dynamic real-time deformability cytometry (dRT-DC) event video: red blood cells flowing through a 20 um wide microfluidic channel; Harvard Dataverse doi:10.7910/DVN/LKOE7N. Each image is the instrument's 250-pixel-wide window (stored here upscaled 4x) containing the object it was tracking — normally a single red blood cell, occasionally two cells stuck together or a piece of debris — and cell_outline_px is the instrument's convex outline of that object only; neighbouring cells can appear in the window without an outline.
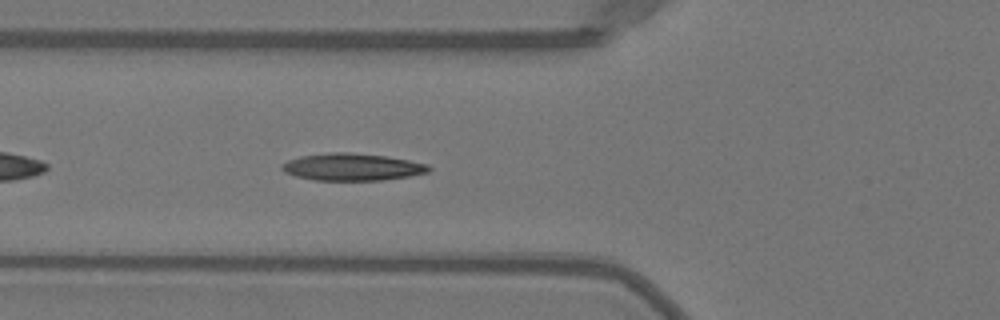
{"species": "Egyptian fruit bat (a non-hibernating species)", "species_latin": "Rousettus aegyptiacus", "temperature_condition": "warm", "stored_images_in_passage": 34, "camera_frame_rate_fps": 3000, "um_per_image_px": 0.085, "animal": {"sex": "female"}, "frame": {"image": 1, "passage_image": 5, "time_ms": 1.333, "image_size_px": [1000, 320], "cell_outline_px": [[432, 168], [428, 172], [408, 176], [384, 180], [312, 180], [296, 176], [284, 172], [280, 168], [280, 164], [288, 160], [300, 156], [328, 152], [348, 152], [384, 156], [408, 160], [428, 164]], "centroid_in_image_um": [29.89, 14.19], "position_along_channel_um": 95.9, "area_um2": 23.29}}
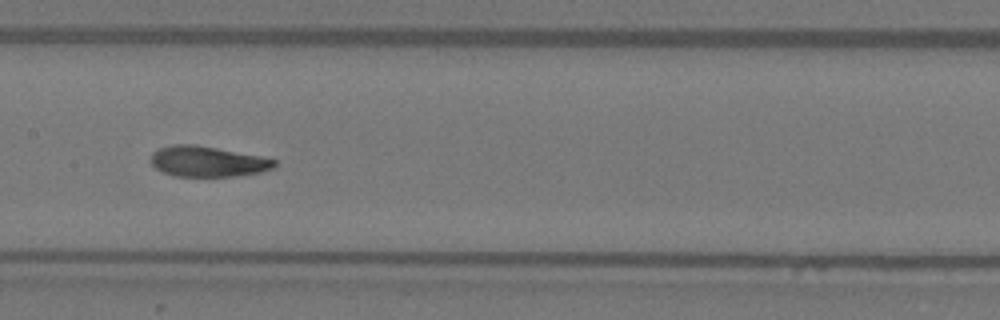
{"frame": {"image": 2, "passage_image": 12, "time_ms": 3.667, "image_size_px": [1000, 320], "cell_outline_px": [[276, 168], [260, 172], [236, 176], [172, 176], [156, 168], [148, 160], [152, 152], [160, 148], [172, 144], [196, 144], [260, 156], [276, 160]], "centroid_in_image_um": [17.62, 13.72], "position_along_channel_um": 189.8, "area_um2": 22.14}}
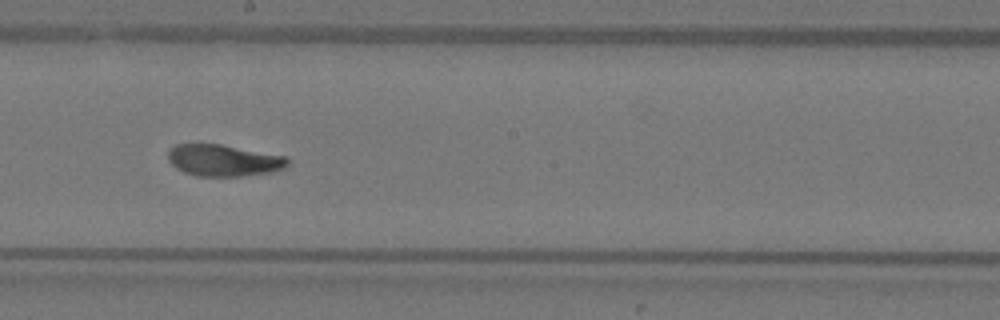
{"frame": {"image": 3, "passage_image": 15, "time_ms": 4.667, "image_size_px": [1000, 320], "cell_outline_px": [[288, 164], [284, 168], [272, 172], [240, 176], [196, 176], [184, 172], [176, 168], [168, 160], [168, 148], [176, 144], [220, 144], [288, 156]], "centroid_in_image_um": [19.0, 13.63], "position_along_channel_um": 229.2, "area_um2": 22.2}, "authors_computed_cell_mechanics": {"area_um2": 22.6865, "velocity_mm_per_s": 3.9859, "shape_relaxation_time_tau1_ms": 3.4297, "shape_relaxation_time_tau2_ms": 1.3677, "deformation_change_tau1": 0.1861, "deformation_change_tau2": 0.0752}}